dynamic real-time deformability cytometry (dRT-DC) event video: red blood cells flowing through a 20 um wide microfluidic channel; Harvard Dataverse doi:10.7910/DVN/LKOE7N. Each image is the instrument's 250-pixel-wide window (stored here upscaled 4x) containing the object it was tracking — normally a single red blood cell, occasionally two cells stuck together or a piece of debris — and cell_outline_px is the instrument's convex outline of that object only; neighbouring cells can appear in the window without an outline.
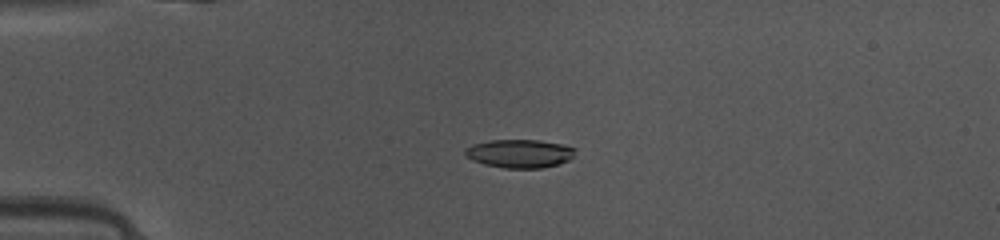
{"species": "common noctule bat (a hibernating species)", "species_latin": "Nyctalus noctula", "temperature_condition": "warm", "stored_images_in_passage": 49, "camera_frame_rate_fps": 3000, "um_per_image_px": 0.085, "animal": {"sex": "female", "body_mass_g": 10.0, "forearm_length_mm": 53.1}, "frame": {"image": 1, "passage_image": 13, "time_ms": 4.0, "image_size_px": [1000, 240], "cell_outline_px": [[576, 148], [572, 156], [568, 160], [560, 164], [540, 168], [504, 168], [484, 164], [472, 160], [464, 152], [472, 144], [488, 140], [540, 140], [564, 144]], "centroid_in_image_um": [44.19, 13.04], "position_along_channel_um": 40.8, "area_um2": 18.21}}
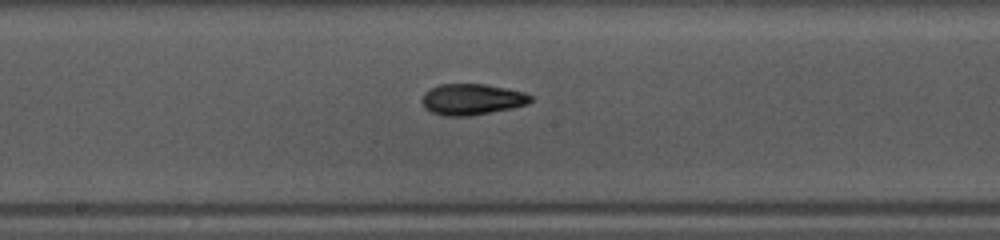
{"frame": {"image": 2, "passage_image": 27, "time_ms": 8.667, "image_size_px": [1000, 240], "cell_outline_px": [[532, 100], [528, 104], [512, 108], [468, 116], [444, 116], [432, 112], [424, 108], [420, 100], [424, 92], [440, 84], [484, 84], [524, 92], [532, 96]], "centroid_in_image_um": [40.08, 8.45], "position_along_channel_um": 208.1, "area_um2": 19.65}}
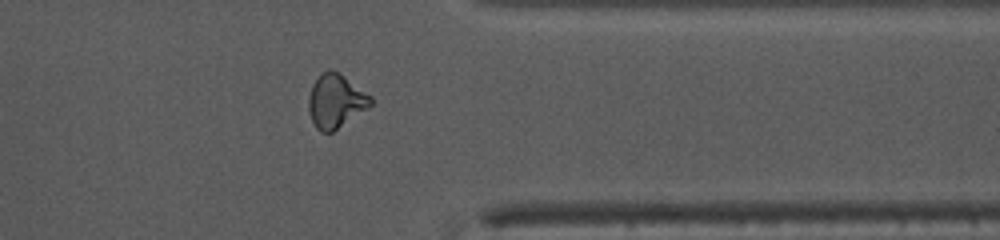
{"frame": {"image": 3, "passage_image": 40, "time_ms": 13.0, "image_size_px": [1000, 240], "cell_outline_px": [[372, 104], [368, 108], [332, 132], [320, 132], [316, 128], [312, 120], [308, 108], [308, 96], [312, 84], [320, 72], [328, 68], [332, 68], [344, 76], [372, 96]], "centroid_in_image_um": [28.51, 8.56], "position_along_channel_um": 382.9, "area_um2": 19.59}, "authors_computed_cell_mechanics": {"area_um2": 18.9584, "velocity_mm_per_s": 4.1631, "shape_relaxation_time_tau1_ms": 6.4796, "shape_relaxation_time_tau2_ms": 2.0609, "deformation_change_tau1": 0.1884, "deformation_change_tau2": 0.0888}}